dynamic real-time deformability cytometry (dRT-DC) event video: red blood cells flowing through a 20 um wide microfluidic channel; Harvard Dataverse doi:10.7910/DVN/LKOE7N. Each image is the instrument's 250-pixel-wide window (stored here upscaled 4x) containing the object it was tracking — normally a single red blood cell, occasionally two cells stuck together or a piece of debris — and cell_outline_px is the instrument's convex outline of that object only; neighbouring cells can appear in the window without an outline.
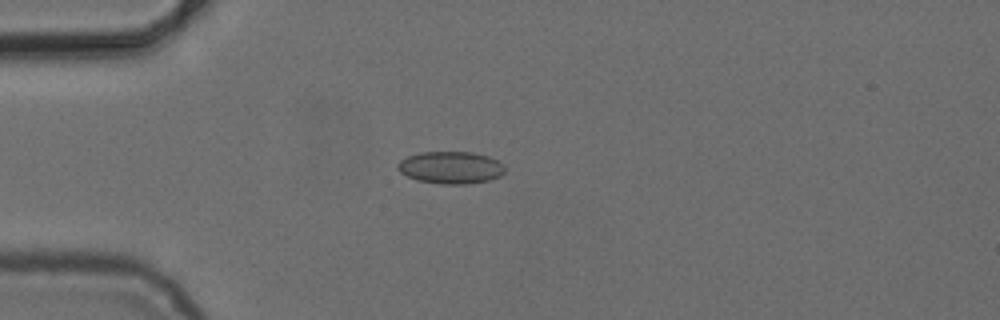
{"species": "common noctule bat (a hibernating species)", "species_latin": "Nyctalus noctula", "temperature_condition": "cold", "stored_images_in_passage": 6, "camera_frame_rate_fps": 3000, "um_per_image_px": 0.085, "animal": {"sex": "female", "body_mass_g": 24.6, "forearm_length_mm": 56.2}, "frame": {"image": 1, "passage_image": 5, "time_ms": 4.667, "image_size_px": [1000, 320], "cell_outline_px": [[504, 172], [500, 176], [488, 180], [468, 184], [440, 184], [416, 180], [400, 172], [396, 168], [396, 164], [400, 160], [408, 156], [420, 152], [472, 152], [488, 156], [504, 164]], "centroid_in_image_um": [38.29, 14.24], "position_along_channel_um": 46.7, "area_um2": 20.23}}
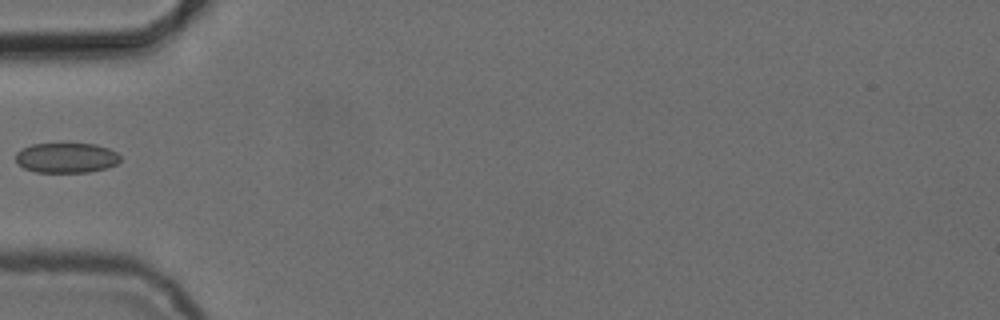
{"frame": {"image": 2, "passage_image": 6, "time_ms": 6.0, "image_size_px": [1000, 320], "cell_outline_px": [[120, 160], [116, 164], [104, 168], [88, 172], [36, 172], [24, 168], [16, 160], [16, 152], [32, 144], [96, 144], [108, 148], [116, 152], [120, 156]], "centroid_in_image_um": [5.64, 13.41], "position_along_channel_um": 79.4, "area_um2": 18.09}}